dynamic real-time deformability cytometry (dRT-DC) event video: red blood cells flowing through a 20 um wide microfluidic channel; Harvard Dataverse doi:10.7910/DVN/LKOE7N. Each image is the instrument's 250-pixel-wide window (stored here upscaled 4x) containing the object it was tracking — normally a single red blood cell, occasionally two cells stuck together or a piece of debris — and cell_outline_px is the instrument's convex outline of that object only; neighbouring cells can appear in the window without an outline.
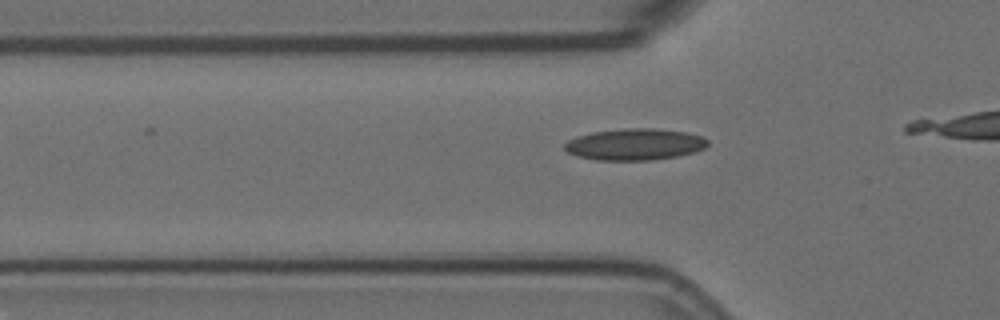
{"species": "Egyptian fruit bat (a non-hibernating species)", "species_latin": "Rousettus aegyptiacus", "temperature_condition": "room temperature", "stored_images_in_passage": 2, "camera_frame_rate_fps": 3000, "um_per_image_px": 0.085, "animal": {"sex": "female"}, "frame": {"image": 1, "passage_image": 2, "time_ms": 0.333, "image_size_px": [1000, 320], "cell_outline_px": [[708, 144], [704, 148], [696, 152], [676, 156], [652, 160], [596, 160], [576, 156], [568, 152], [564, 148], [564, 144], [568, 140], [576, 136], [592, 132], [628, 128], [652, 128], [688, 132], [704, 136], [708, 140]], "centroid_in_image_um": [53.97, 12.27], "position_along_channel_um": 71.8, "area_um2": 26.47}}